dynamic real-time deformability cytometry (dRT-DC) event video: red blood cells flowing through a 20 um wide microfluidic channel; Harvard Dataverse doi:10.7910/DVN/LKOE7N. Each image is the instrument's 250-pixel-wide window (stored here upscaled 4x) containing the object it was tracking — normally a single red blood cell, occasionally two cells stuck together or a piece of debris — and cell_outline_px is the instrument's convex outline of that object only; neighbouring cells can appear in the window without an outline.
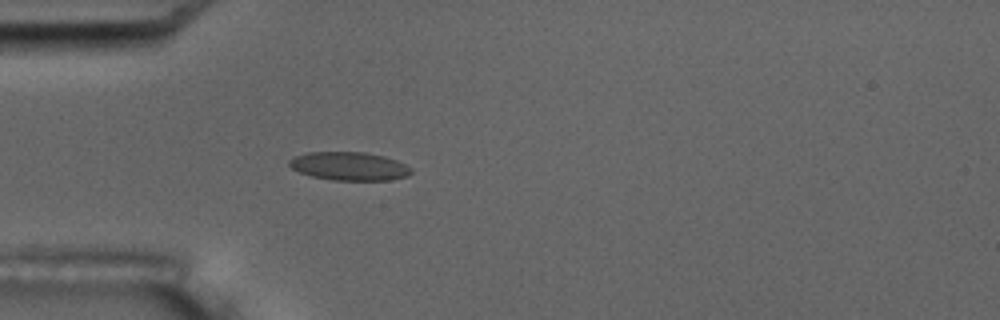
{"species": "common noctule bat (a hibernating species)", "species_latin": "Nyctalus noctula", "temperature_condition": "room temperature", "stored_images_in_passage": 4, "camera_frame_rate_fps": 3000, "um_per_image_px": 0.085, "animal": {"sex": "male", "body_mass_g": 17.5, "forearm_length_mm": 52.3}, "frame": {"image": 1, "passage_image": 4, "time_ms": 4.333, "image_size_px": [1000, 320], "cell_outline_px": [[412, 172], [408, 176], [388, 180], [332, 180], [312, 176], [300, 172], [292, 168], [288, 164], [288, 160], [296, 156], [308, 152], [364, 152], [384, 156], [396, 160], [412, 168]], "centroid_in_image_um": [29.69, 14.12], "position_along_channel_um": 55.3, "area_um2": 20.11}}